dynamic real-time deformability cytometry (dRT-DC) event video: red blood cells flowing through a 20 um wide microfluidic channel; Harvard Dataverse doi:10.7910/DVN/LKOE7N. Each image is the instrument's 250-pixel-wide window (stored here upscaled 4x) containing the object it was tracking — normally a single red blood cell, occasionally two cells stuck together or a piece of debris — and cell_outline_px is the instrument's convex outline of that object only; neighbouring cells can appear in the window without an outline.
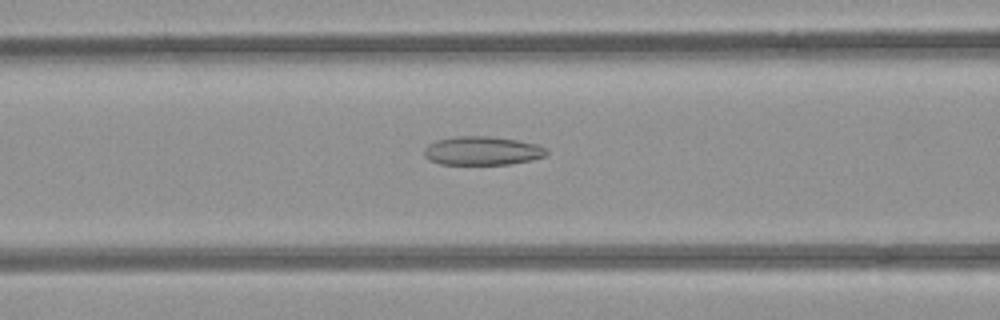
{"species": "common noctule bat (a hibernating species)", "species_latin": "Nyctalus noctula", "temperature_condition": "room temperature", "stored_images_in_passage": 46, "camera_frame_rate_fps": 3000, "um_per_image_px": 0.085, "animal": {"sex": "female", "body_mass_g": 21.9}, "frame": {"image": 1, "passage_image": 21, "time_ms": 6.667, "image_size_px": [1000, 320], "cell_outline_px": [[548, 152], [544, 156], [532, 160], [508, 164], [440, 164], [428, 160], [424, 156], [424, 148], [428, 144], [436, 140], [456, 136], [488, 136], [516, 140], [536, 144], [544, 148]], "centroid_in_image_um": [40.94, 12.82], "position_along_channel_um": 125.7, "area_um2": 20.4}}
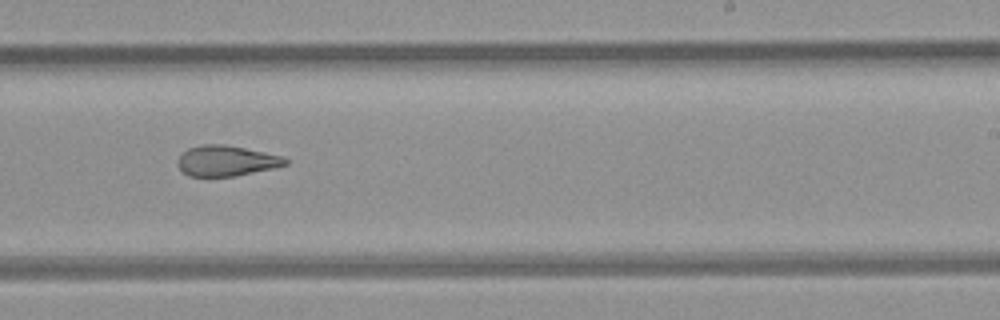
{"frame": {"image": 2, "passage_image": 32, "time_ms": 10.333, "image_size_px": [1000, 320], "cell_outline_px": [[288, 164], [272, 168], [236, 176], [192, 176], [184, 172], [176, 164], [176, 160], [188, 148], [200, 144], [224, 144], [284, 156], [288, 160]], "centroid_in_image_um": [19.23, 13.66], "position_along_channel_um": 269.8, "area_um2": 19.07}}
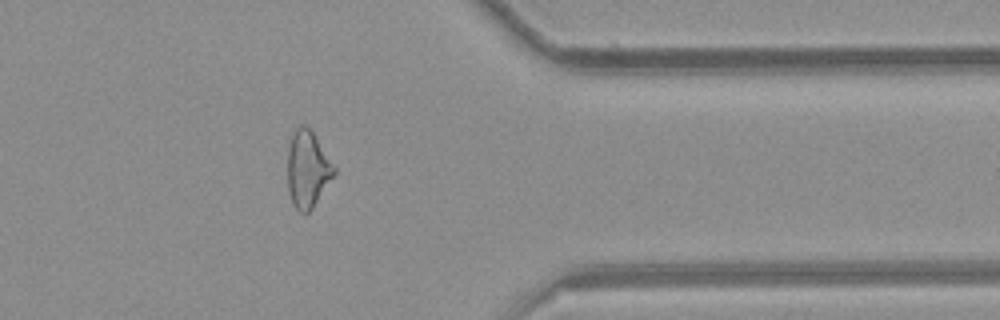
{"frame": {"image": 3, "passage_image": 42, "time_ms": 13.667, "image_size_px": [1000, 320], "cell_outline_px": [[336, 172], [312, 208], [308, 212], [300, 212], [296, 208], [292, 200], [288, 188], [288, 148], [292, 132], [300, 124], [304, 124], [312, 132], [336, 168]], "centroid_in_image_um": [26.13, 14.35], "position_along_channel_um": 385.3, "area_um2": 20.4}, "authors_computed_cell_mechanics": {"area_um2": 20.8947, "velocity_mm_per_s": 3.9425, "shape_relaxation_time_tau1_ms": null, "shape_relaxation_time_tau2_ms": 3.0928, "deformation_change_tau1": null, "deformation_change_tau2": 0.1251}}